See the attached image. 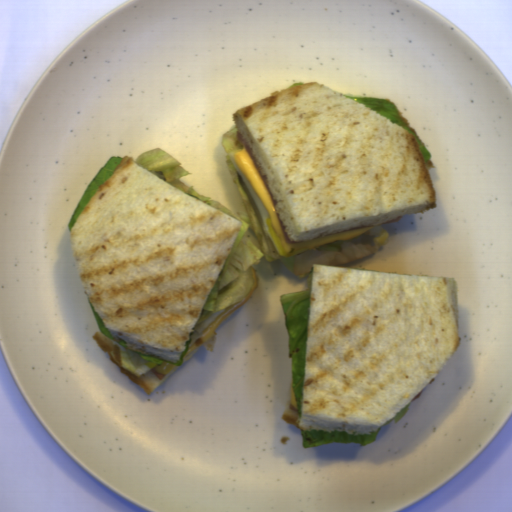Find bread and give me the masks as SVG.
<instances>
[{
  "label": "bread",
  "mask_w": 512,
  "mask_h": 512,
  "mask_svg": "<svg viewBox=\"0 0 512 512\" xmlns=\"http://www.w3.org/2000/svg\"><path fill=\"white\" fill-rule=\"evenodd\" d=\"M268 192L286 244L374 227L373 246L343 239L340 252L295 253L299 279L314 264L337 266L375 254L384 223L437 208L436 189L416 136L318 81L274 90L231 115ZM232 126V127H233Z\"/></svg>",
  "instance_id": "obj_1"
},
{
  "label": "bread",
  "mask_w": 512,
  "mask_h": 512,
  "mask_svg": "<svg viewBox=\"0 0 512 512\" xmlns=\"http://www.w3.org/2000/svg\"><path fill=\"white\" fill-rule=\"evenodd\" d=\"M225 159L228 171L243 201L245 212L249 219L250 227L248 229L256 238L259 244L258 249L264 254L262 258H264L269 263H273L274 261L278 260L282 261L280 253L276 251L273 243L270 241V239L265 233L261 214L258 208L256 207L242 176L231 163L227 154L225 156Z\"/></svg>",
  "instance_id": "obj_4"
},
{
  "label": "bread",
  "mask_w": 512,
  "mask_h": 512,
  "mask_svg": "<svg viewBox=\"0 0 512 512\" xmlns=\"http://www.w3.org/2000/svg\"><path fill=\"white\" fill-rule=\"evenodd\" d=\"M243 221L124 155L69 231L87 299L130 351L183 356Z\"/></svg>",
  "instance_id": "obj_2"
},
{
  "label": "bread",
  "mask_w": 512,
  "mask_h": 512,
  "mask_svg": "<svg viewBox=\"0 0 512 512\" xmlns=\"http://www.w3.org/2000/svg\"><path fill=\"white\" fill-rule=\"evenodd\" d=\"M92 337L98 343L102 352L108 354L111 363L118 366L121 375H125L130 381L139 385L148 395L152 394L164 381L172 376V371L168 374H161L152 369L138 377L122 367L119 347L104 336L100 330L96 331Z\"/></svg>",
  "instance_id": "obj_5"
},
{
  "label": "bread",
  "mask_w": 512,
  "mask_h": 512,
  "mask_svg": "<svg viewBox=\"0 0 512 512\" xmlns=\"http://www.w3.org/2000/svg\"><path fill=\"white\" fill-rule=\"evenodd\" d=\"M397 110H398V112H399V114H400V116H401L402 120H403V121H404V123L407 125V127H408V128H409V129H410V130H411V131H412V132H413V133H414V134L419 138L417 131H416L413 127H410L408 119H406V118L404 117V115L401 113V111H400L399 109H397ZM419 139H420V138H419Z\"/></svg>",
  "instance_id": "obj_6"
},
{
  "label": "bread",
  "mask_w": 512,
  "mask_h": 512,
  "mask_svg": "<svg viewBox=\"0 0 512 512\" xmlns=\"http://www.w3.org/2000/svg\"><path fill=\"white\" fill-rule=\"evenodd\" d=\"M301 414L282 422L367 435L405 409L460 345L454 277L313 264Z\"/></svg>",
  "instance_id": "obj_3"
}]
</instances>
